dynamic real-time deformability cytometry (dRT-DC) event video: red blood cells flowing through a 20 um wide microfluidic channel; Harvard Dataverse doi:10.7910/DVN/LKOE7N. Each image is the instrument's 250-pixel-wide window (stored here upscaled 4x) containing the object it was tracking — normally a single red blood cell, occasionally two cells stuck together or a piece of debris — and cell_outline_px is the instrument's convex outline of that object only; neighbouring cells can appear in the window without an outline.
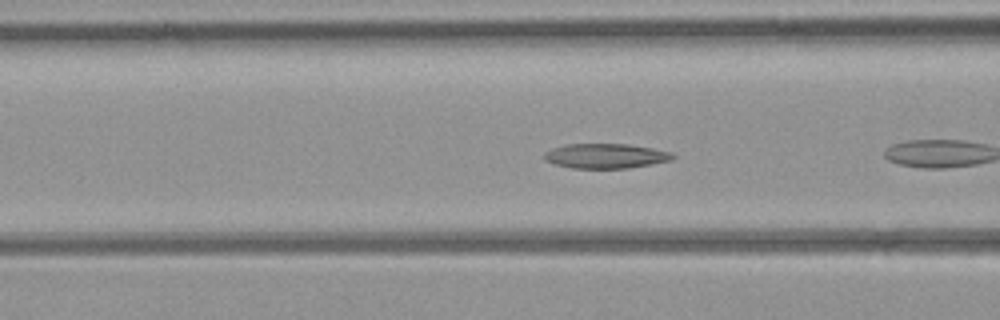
{"species": "common noctule bat (a hibernating species)", "species_latin": "Nyctalus noctula", "temperature_condition": "room temperature", "stored_images_in_passage": 8, "camera_frame_rate_fps": 3000, "um_per_image_px": 0.085, "animal": {"sex": "female", "body_mass_g": 21.9}, "frame": {"image": 1, "passage_image": 4, "time_ms": 1.0, "image_size_px": [1000, 320], "cell_outline_px": [[676, 156], [672, 160], [628, 168], [572, 168], [556, 164], [544, 160], [544, 152], [552, 148], [564, 144], [628, 144], [652, 148], [672, 152]], "centroid_in_image_um": [51.48, 13.25], "position_along_channel_um": 115.1, "area_um2": 18.55}}
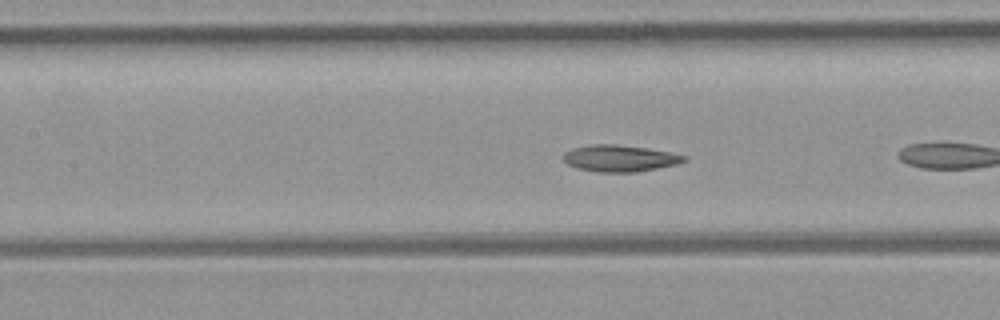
{"frame": {"image": 2, "passage_image": 7, "time_ms": 2.0, "image_size_px": [1000, 320], "cell_outline_px": [[688, 160], [676, 164], [636, 172], [596, 172], [580, 168], [568, 164], [560, 156], [564, 152], [572, 148], [592, 144], [616, 144], [648, 148], [672, 152], [688, 156]], "centroid_in_image_um": [52.69, 13.44], "position_along_channel_um": 154.7, "area_um2": 18.84}}